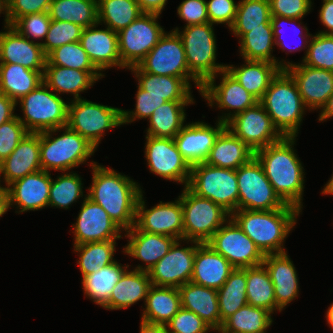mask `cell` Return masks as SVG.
<instances>
[{
    "mask_svg": "<svg viewBox=\"0 0 333 333\" xmlns=\"http://www.w3.org/2000/svg\"><path fill=\"white\" fill-rule=\"evenodd\" d=\"M93 170L92 185L86 195L99 204L109 217L122 229L135 225L137 201L142 189L136 182L114 169L90 163Z\"/></svg>",
    "mask_w": 333,
    "mask_h": 333,
    "instance_id": "cell-1",
    "label": "cell"
},
{
    "mask_svg": "<svg viewBox=\"0 0 333 333\" xmlns=\"http://www.w3.org/2000/svg\"><path fill=\"white\" fill-rule=\"evenodd\" d=\"M295 137H283L278 142L255 152L275 193L288 205L302 209L304 189L303 167L293 145Z\"/></svg>",
    "mask_w": 333,
    "mask_h": 333,
    "instance_id": "cell-2",
    "label": "cell"
},
{
    "mask_svg": "<svg viewBox=\"0 0 333 333\" xmlns=\"http://www.w3.org/2000/svg\"><path fill=\"white\" fill-rule=\"evenodd\" d=\"M300 210L286 204L271 211L236 210L230 215L263 255L286 252L282 243L296 224Z\"/></svg>",
    "mask_w": 333,
    "mask_h": 333,
    "instance_id": "cell-3",
    "label": "cell"
},
{
    "mask_svg": "<svg viewBox=\"0 0 333 333\" xmlns=\"http://www.w3.org/2000/svg\"><path fill=\"white\" fill-rule=\"evenodd\" d=\"M259 102L284 137L297 136L306 107L295 80L285 69L271 80Z\"/></svg>",
    "mask_w": 333,
    "mask_h": 333,
    "instance_id": "cell-4",
    "label": "cell"
},
{
    "mask_svg": "<svg viewBox=\"0 0 333 333\" xmlns=\"http://www.w3.org/2000/svg\"><path fill=\"white\" fill-rule=\"evenodd\" d=\"M63 129V134L52 137V133ZM96 147L68 126L40 132L41 169L70 171L87 161Z\"/></svg>",
    "mask_w": 333,
    "mask_h": 333,
    "instance_id": "cell-5",
    "label": "cell"
},
{
    "mask_svg": "<svg viewBox=\"0 0 333 333\" xmlns=\"http://www.w3.org/2000/svg\"><path fill=\"white\" fill-rule=\"evenodd\" d=\"M213 25L207 22L185 26L182 32L174 29L183 42L189 72L202 85L226 69V65L215 62L217 49Z\"/></svg>",
    "mask_w": 333,
    "mask_h": 333,
    "instance_id": "cell-6",
    "label": "cell"
},
{
    "mask_svg": "<svg viewBox=\"0 0 333 333\" xmlns=\"http://www.w3.org/2000/svg\"><path fill=\"white\" fill-rule=\"evenodd\" d=\"M187 187L197 196L220 205L230 215L238 210L236 170L212 166L205 162L193 165Z\"/></svg>",
    "mask_w": 333,
    "mask_h": 333,
    "instance_id": "cell-7",
    "label": "cell"
},
{
    "mask_svg": "<svg viewBox=\"0 0 333 333\" xmlns=\"http://www.w3.org/2000/svg\"><path fill=\"white\" fill-rule=\"evenodd\" d=\"M50 90L43 82L18 100L25 117H17L29 132L38 133L67 126L69 103Z\"/></svg>",
    "mask_w": 333,
    "mask_h": 333,
    "instance_id": "cell-8",
    "label": "cell"
},
{
    "mask_svg": "<svg viewBox=\"0 0 333 333\" xmlns=\"http://www.w3.org/2000/svg\"><path fill=\"white\" fill-rule=\"evenodd\" d=\"M183 208V240L206 243L230 218V214L210 199L197 196L187 186L179 196Z\"/></svg>",
    "mask_w": 333,
    "mask_h": 333,
    "instance_id": "cell-9",
    "label": "cell"
},
{
    "mask_svg": "<svg viewBox=\"0 0 333 333\" xmlns=\"http://www.w3.org/2000/svg\"><path fill=\"white\" fill-rule=\"evenodd\" d=\"M122 110L85 99L72 100L67 126L97 148L105 130L122 125Z\"/></svg>",
    "mask_w": 333,
    "mask_h": 333,
    "instance_id": "cell-10",
    "label": "cell"
},
{
    "mask_svg": "<svg viewBox=\"0 0 333 333\" xmlns=\"http://www.w3.org/2000/svg\"><path fill=\"white\" fill-rule=\"evenodd\" d=\"M238 183V210L271 211L286 204L275 193L264 169L254 156L236 169Z\"/></svg>",
    "mask_w": 333,
    "mask_h": 333,
    "instance_id": "cell-11",
    "label": "cell"
},
{
    "mask_svg": "<svg viewBox=\"0 0 333 333\" xmlns=\"http://www.w3.org/2000/svg\"><path fill=\"white\" fill-rule=\"evenodd\" d=\"M138 66L154 75L182 78L190 87L191 79L201 91L202 84L189 72L183 42L176 31L165 32Z\"/></svg>",
    "mask_w": 333,
    "mask_h": 333,
    "instance_id": "cell-12",
    "label": "cell"
},
{
    "mask_svg": "<svg viewBox=\"0 0 333 333\" xmlns=\"http://www.w3.org/2000/svg\"><path fill=\"white\" fill-rule=\"evenodd\" d=\"M160 14L142 13L125 29L117 33L118 48L125 68L137 66L165 33L158 24Z\"/></svg>",
    "mask_w": 333,
    "mask_h": 333,
    "instance_id": "cell-13",
    "label": "cell"
},
{
    "mask_svg": "<svg viewBox=\"0 0 333 333\" xmlns=\"http://www.w3.org/2000/svg\"><path fill=\"white\" fill-rule=\"evenodd\" d=\"M206 243L224 256L234 268L256 267L262 265L264 260V255L255 243L232 218H228Z\"/></svg>",
    "mask_w": 333,
    "mask_h": 333,
    "instance_id": "cell-14",
    "label": "cell"
},
{
    "mask_svg": "<svg viewBox=\"0 0 333 333\" xmlns=\"http://www.w3.org/2000/svg\"><path fill=\"white\" fill-rule=\"evenodd\" d=\"M226 128L246 143L253 152L278 142L284 137L274 126L260 102L233 116L226 123Z\"/></svg>",
    "mask_w": 333,
    "mask_h": 333,
    "instance_id": "cell-15",
    "label": "cell"
},
{
    "mask_svg": "<svg viewBox=\"0 0 333 333\" xmlns=\"http://www.w3.org/2000/svg\"><path fill=\"white\" fill-rule=\"evenodd\" d=\"M145 157L150 171L170 181L188 186L191 166L183 158L172 138L146 136Z\"/></svg>",
    "mask_w": 333,
    "mask_h": 333,
    "instance_id": "cell-16",
    "label": "cell"
},
{
    "mask_svg": "<svg viewBox=\"0 0 333 333\" xmlns=\"http://www.w3.org/2000/svg\"><path fill=\"white\" fill-rule=\"evenodd\" d=\"M178 241L176 240L168 253L148 271L152 285L179 288L190 282L196 248L201 243L190 240L194 246L179 248L181 244Z\"/></svg>",
    "mask_w": 333,
    "mask_h": 333,
    "instance_id": "cell-17",
    "label": "cell"
},
{
    "mask_svg": "<svg viewBox=\"0 0 333 333\" xmlns=\"http://www.w3.org/2000/svg\"><path fill=\"white\" fill-rule=\"evenodd\" d=\"M138 230L167 235L177 240H183V208L181 199L175 202H162L145 209V201L140 194L137 207L135 225Z\"/></svg>",
    "mask_w": 333,
    "mask_h": 333,
    "instance_id": "cell-18",
    "label": "cell"
},
{
    "mask_svg": "<svg viewBox=\"0 0 333 333\" xmlns=\"http://www.w3.org/2000/svg\"><path fill=\"white\" fill-rule=\"evenodd\" d=\"M74 230V245L122 238L121 228L97 203L85 196Z\"/></svg>",
    "mask_w": 333,
    "mask_h": 333,
    "instance_id": "cell-19",
    "label": "cell"
},
{
    "mask_svg": "<svg viewBox=\"0 0 333 333\" xmlns=\"http://www.w3.org/2000/svg\"><path fill=\"white\" fill-rule=\"evenodd\" d=\"M219 74L222 75L220 84L216 86L215 77H212L202 85L200 93L208 100L211 107L216 102L215 104L219 108L236 110L233 111L234 113L230 112L220 117V122L227 123L233 116L254 106L259 101L246 91L226 69Z\"/></svg>",
    "mask_w": 333,
    "mask_h": 333,
    "instance_id": "cell-20",
    "label": "cell"
},
{
    "mask_svg": "<svg viewBox=\"0 0 333 333\" xmlns=\"http://www.w3.org/2000/svg\"><path fill=\"white\" fill-rule=\"evenodd\" d=\"M216 128L204 122L186 124L173 138L177 149L190 166L204 163L226 123L217 121Z\"/></svg>",
    "mask_w": 333,
    "mask_h": 333,
    "instance_id": "cell-21",
    "label": "cell"
},
{
    "mask_svg": "<svg viewBox=\"0 0 333 333\" xmlns=\"http://www.w3.org/2000/svg\"><path fill=\"white\" fill-rule=\"evenodd\" d=\"M285 70L295 80L305 107L322 108L333 93V71L291 64Z\"/></svg>",
    "mask_w": 333,
    "mask_h": 333,
    "instance_id": "cell-22",
    "label": "cell"
},
{
    "mask_svg": "<svg viewBox=\"0 0 333 333\" xmlns=\"http://www.w3.org/2000/svg\"><path fill=\"white\" fill-rule=\"evenodd\" d=\"M0 32V63L20 64L27 69L44 71L47 61L41 43L28 40L15 28L6 25Z\"/></svg>",
    "mask_w": 333,
    "mask_h": 333,
    "instance_id": "cell-23",
    "label": "cell"
},
{
    "mask_svg": "<svg viewBox=\"0 0 333 333\" xmlns=\"http://www.w3.org/2000/svg\"><path fill=\"white\" fill-rule=\"evenodd\" d=\"M51 174L44 170L30 173L7 186L9 208L17 205L19 213L28 210H39L48 206Z\"/></svg>",
    "mask_w": 333,
    "mask_h": 333,
    "instance_id": "cell-24",
    "label": "cell"
},
{
    "mask_svg": "<svg viewBox=\"0 0 333 333\" xmlns=\"http://www.w3.org/2000/svg\"><path fill=\"white\" fill-rule=\"evenodd\" d=\"M96 27L98 24L83 28L79 41L93 65L99 71L114 66L125 68L120 60L117 33L108 27L103 30Z\"/></svg>",
    "mask_w": 333,
    "mask_h": 333,
    "instance_id": "cell-25",
    "label": "cell"
},
{
    "mask_svg": "<svg viewBox=\"0 0 333 333\" xmlns=\"http://www.w3.org/2000/svg\"><path fill=\"white\" fill-rule=\"evenodd\" d=\"M39 170H42L40 164V132H29L13 152L0 163V174L4 175L6 186Z\"/></svg>",
    "mask_w": 333,
    "mask_h": 333,
    "instance_id": "cell-26",
    "label": "cell"
},
{
    "mask_svg": "<svg viewBox=\"0 0 333 333\" xmlns=\"http://www.w3.org/2000/svg\"><path fill=\"white\" fill-rule=\"evenodd\" d=\"M128 244L124 251L129 256L137 258L147 264L145 267L137 266L135 270L148 272L160 259L169 251L170 247L177 240L162 234H155L138 230L133 226L126 231Z\"/></svg>",
    "mask_w": 333,
    "mask_h": 333,
    "instance_id": "cell-27",
    "label": "cell"
},
{
    "mask_svg": "<svg viewBox=\"0 0 333 333\" xmlns=\"http://www.w3.org/2000/svg\"><path fill=\"white\" fill-rule=\"evenodd\" d=\"M235 268L207 243L196 248L191 282L204 287L219 289Z\"/></svg>",
    "mask_w": 333,
    "mask_h": 333,
    "instance_id": "cell-28",
    "label": "cell"
},
{
    "mask_svg": "<svg viewBox=\"0 0 333 333\" xmlns=\"http://www.w3.org/2000/svg\"><path fill=\"white\" fill-rule=\"evenodd\" d=\"M274 287L276 305L282 310L298 296V276L287 252L264 255L262 263Z\"/></svg>",
    "mask_w": 333,
    "mask_h": 333,
    "instance_id": "cell-29",
    "label": "cell"
},
{
    "mask_svg": "<svg viewBox=\"0 0 333 333\" xmlns=\"http://www.w3.org/2000/svg\"><path fill=\"white\" fill-rule=\"evenodd\" d=\"M181 307L197 314L212 330L221 328L217 289L188 282L178 288Z\"/></svg>",
    "mask_w": 333,
    "mask_h": 333,
    "instance_id": "cell-30",
    "label": "cell"
},
{
    "mask_svg": "<svg viewBox=\"0 0 333 333\" xmlns=\"http://www.w3.org/2000/svg\"><path fill=\"white\" fill-rule=\"evenodd\" d=\"M100 71H81L56 65H45L43 82L52 92L70 93L73 100L80 99L79 93L88 90L94 82L103 77Z\"/></svg>",
    "mask_w": 333,
    "mask_h": 333,
    "instance_id": "cell-31",
    "label": "cell"
},
{
    "mask_svg": "<svg viewBox=\"0 0 333 333\" xmlns=\"http://www.w3.org/2000/svg\"><path fill=\"white\" fill-rule=\"evenodd\" d=\"M255 152L230 130L225 128L217 137L205 163L226 169L236 170L248 163Z\"/></svg>",
    "mask_w": 333,
    "mask_h": 333,
    "instance_id": "cell-32",
    "label": "cell"
},
{
    "mask_svg": "<svg viewBox=\"0 0 333 333\" xmlns=\"http://www.w3.org/2000/svg\"><path fill=\"white\" fill-rule=\"evenodd\" d=\"M240 67L227 65L226 70L258 101L262 99L271 80L281 70L276 64L266 61H248Z\"/></svg>",
    "mask_w": 333,
    "mask_h": 333,
    "instance_id": "cell-33",
    "label": "cell"
},
{
    "mask_svg": "<svg viewBox=\"0 0 333 333\" xmlns=\"http://www.w3.org/2000/svg\"><path fill=\"white\" fill-rule=\"evenodd\" d=\"M129 70L135 73L138 86L147 94L161 96L166 101H193L191 87L182 78L147 73L138 65Z\"/></svg>",
    "mask_w": 333,
    "mask_h": 333,
    "instance_id": "cell-34",
    "label": "cell"
},
{
    "mask_svg": "<svg viewBox=\"0 0 333 333\" xmlns=\"http://www.w3.org/2000/svg\"><path fill=\"white\" fill-rule=\"evenodd\" d=\"M152 283L148 272L126 270L114 286L105 309L117 310L128 308L139 300L146 301Z\"/></svg>",
    "mask_w": 333,
    "mask_h": 333,
    "instance_id": "cell-35",
    "label": "cell"
},
{
    "mask_svg": "<svg viewBox=\"0 0 333 333\" xmlns=\"http://www.w3.org/2000/svg\"><path fill=\"white\" fill-rule=\"evenodd\" d=\"M43 72L27 69L17 63H0V93L18 105V100L43 83Z\"/></svg>",
    "mask_w": 333,
    "mask_h": 333,
    "instance_id": "cell-36",
    "label": "cell"
},
{
    "mask_svg": "<svg viewBox=\"0 0 333 333\" xmlns=\"http://www.w3.org/2000/svg\"><path fill=\"white\" fill-rule=\"evenodd\" d=\"M145 308L143 321L165 326L181 308L179 289L152 285L146 297Z\"/></svg>",
    "mask_w": 333,
    "mask_h": 333,
    "instance_id": "cell-37",
    "label": "cell"
},
{
    "mask_svg": "<svg viewBox=\"0 0 333 333\" xmlns=\"http://www.w3.org/2000/svg\"><path fill=\"white\" fill-rule=\"evenodd\" d=\"M239 40L240 52L244 60L274 63L281 70L292 64L290 62H278L271 54L272 47L275 44L271 21L261 23L257 28L246 32Z\"/></svg>",
    "mask_w": 333,
    "mask_h": 333,
    "instance_id": "cell-38",
    "label": "cell"
},
{
    "mask_svg": "<svg viewBox=\"0 0 333 333\" xmlns=\"http://www.w3.org/2000/svg\"><path fill=\"white\" fill-rule=\"evenodd\" d=\"M194 101H167L158 107L149 118L147 135L156 138H174L183 128L185 106Z\"/></svg>",
    "mask_w": 333,
    "mask_h": 333,
    "instance_id": "cell-39",
    "label": "cell"
},
{
    "mask_svg": "<svg viewBox=\"0 0 333 333\" xmlns=\"http://www.w3.org/2000/svg\"><path fill=\"white\" fill-rule=\"evenodd\" d=\"M127 266H121L117 261L102 267L82 278L84 294L103 308L108 304L111 292L118 283Z\"/></svg>",
    "mask_w": 333,
    "mask_h": 333,
    "instance_id": "cell-40",
    "label": "cell"
},
{
    "mask_svg": "<svg viewBox=\"0 0 333 333\" xmlns=\"http://www.w3.org/2000/svg\"><path fill=\"white\" fill-rule=\"evenodd\" d=\"M51 20L67 21L87 28L98 24L97 0H52Z\"/></svg>",
    "mask_w": 333,
    "mask_h": 333,
    "instance_id": "cell-41",
    "label": "cell"
},
{
    "mask_svg": "<svg viewBox=\"0 0 333 333\" xmlns=\"http://www.w3.org/2000/svg\"><path fill=\"white\" fill-rule=\"evenodd\" d=\"M271 312L261 307L245 305L228 317L220 333H266L273 320Z\"/></svg>",
    "mask_w": 333,
    "mask_h": 333,
    "instance_id": "cell-42",
    "label": "cell"
},
{
    "mask_svg": "<svg viewBox=\"0 0 333 333\" xmlns=\"http://www.w3.org/2000/svg\"><path fill=\"white\" fill-rule=\"evenodd\" d=\"M246 280V295L249 305L267 309L272 314L276 309L282 311L276 305L273 283L263 264L246 268Z\"/></svg>",
    "mask_w": 333,
    "mask_h": 333,
    "instance_id": "cell-43",
    "label": "cell"
},
{
    "mask_svg": "<svg viewBox=\"0 0 333 333\" xmlns=\"http://www.w3.org/2000/svg\"><path fill=\"white\" fill-rule=\"evenodd\" d=\"M246 284V268H235L223 286L217 290L221 327L228 317L248 304Z\"/></svg>",
    "mask_w": 333,
    "mask_h": 333,
    "instance_id": "cell-44",
    "label": "cell"
},
{
    "mask_svg": "<svg viewBox=\"0 0 333 333\" xmlns=\"http://www.w3.org/2000/svg\"><path fill=\"white\" fill-rule=\"evenodd\" d=\"M98 24L101 22L118 33L143 12L137 0H97Z\"/></svg>",
    "mask_w": 333,
    "mask_h": 333,
    "instance_id": "cell-45",
    "label": "cell"
},
{
    "mask_svg": "<svg viewBox=\"0 0 333 333\" xmlns=\"http://www.w3.org/2000/svg\"><path fill=\"white\" fill-rule=\"evenodd\" d=\"M237 4L236 17L230 31L239 38L261 23L271 21L269 0H241Z\"/></svg>",
    "mask_w": 333,
    "mask_h": 333,
    "instance_id": "cell-46",
    "label": "cell"
},
{
    "mask_svg": "<svg viewBox=\"0 0 333 333\" xmlns=\"http://www.w3.org/2000/svg\"><path fill=\"white\" fill-rule=\"evenodd\" d=\"M115 246V240L74 245V251L80 252L77 263L79 264L82 278L115 262V259H113Z\"/></svg>",
    "mask_w": 333,
    "mask_h": 333,
    "instance_id": "cell-47",
    "label": "cell"
},
{
    "mask_svg": "<svg viewBox=\"0 0 333 333\" xmlns=\"http://www.w3.org/2000/svg\"><path fill=\"white\" fill-rule=\"evenodd\" d=\"M46 58L45 65H56L81 71H99L91 62L80 42L64 44L55 48Z\"/></svg>",
    "mask_w": 333,
    "mask_h": 333,
    "instance_id": "cell-48",
    "label": "cell"
},
{
    "mask_svg": "<svg viewBox=\"0 0 333 333\" xmlns=\"http://www.w3.org/2000/svg\"><path fill=\"white\" fill-rule=\"evenodd\" d=\"M81 177L68 172L52 179L48 206L68 209L69 205L83 196Z\"/></svg>",
    "mask_w": 333,
    "mask_h": 333,
    "instance_id": "cell-49",
    "label": "cell"
},
{
    "mask_svg": "<svg viewBox=\"0 0 333 333\" xmlns=\"http://www.w3.org/2000/svg\"><path fill=\"white\" fill-rule=\"evenodd\" d=\"M311 38L302 64L333 71V35L317 33Z\"/></svg>",
    "mask_w": 333,
    "mask_h": 333,
    "instance_id": "cell-50",
    "label": "cell"
},
{
    "mask_svg": "<svg viewBox=\"0 0 333 333\" xmlns=\"http://www.w3.org/2000/svg\"><path fill=\"white\" fill-rule=\"evenodd\" d=\"M83 28L80 25L67 21L52 20L45 42L41 43L44 54L47 56L55 48L64 44L79 42Z\"/></svg>",
    "mask_w": 333,
    "mask_h": 333,
    "instance_id": "cell-51",
    "label": "cell"
},
{
    "mask_svg": "<svg viewBox=\"0 0 333 333\" xmlns=\"http://www.w3.org/2000/svg\"><path fill=\"white\" fill-rule=\"evenodd\" d=\"M52 0H4L5 24L12 26L19 18L48 12Z\"/></svg>",
    "mask_w": 333,
    "mask_h": 333,
    "instance_id": "cell-52",
    "label": "cell"
},
{
    "mask_svg": "<svg viewBox=\"0 0 333 333\" xmlns=\"http://www.w3.org/2000/svg\"><path fill=\"white\" fill-rule=\"evenodd\" d=\"M29 131L19 121L17 115L0 125V163H2L26 137Z\"/></svg>",
    "mask_w": 333,
    "mask_h": 333,
    "instance_id": "cell-53",
    "label": "cell"
},
{
    "mask_svg": "<svg viewBox=\"0 0 333 333\" xmlns=\"http://www.w3.org/2000/svg\"><path fill=\"white\" fill-rule=\"evenodd\" d=\"M51 21L48 12L29 14L19 18L12 27L28 40L31 38L40 40L46 38Z\"/></svg>",
    "mask_w": 333,
    "mask_h": 333,
    "instance_id": "cell-54",
    "label": "cell"
},
{
    "mask_svg": "<svg viewBox=\"0 0 333 333\" xmlns=\"http://www.w3.org/2000/svg\"><path fill=\"white\" fill-rule=\"evenodd\" d=\"M165 327L172 333H207L211 329L197 314L183 307Z\"/></svg>",
    "mask_w": 333,
    "mask_h": 333,
    "instance_id": "cell-55",
    "label": "cell"
},
{
    "mask_svg": "<svg viewBox=\"0 0 333 333\" xmlns=\"http://www.w3.org/2000/svg\"><path fill=\"white\" fill-rule=\"evenodd\" d=\"M166 102L167 101L161 98V96L147 94L145 90L138 86L135 111L122 110V123L126 124L133 122L136 118L149 119L153 112Z\"/></svg>",
    "mask_w": 333,
    "mask_h": 333,
    "instance_id": "cell-56",
    "label": "cell"
},
{
    "mask_svg": "<svg viewBox=\"0 0 333 333\" xmlns=\"http://www.w3.org/2000/svg\"><path fill=\"white\" fill-rule=\"evenodd\" d=\"M271 16L302 19L311 9V0H269Z\"/></svg>",
    "mask_w": 333,
    "mask_h": 333,
    "instance_id": "cell-57",
    "label": "cell"
},
{
    "mask_svg": "<svg viewBox=\"0 0 333 333\" xmlns=\"http://www.w3.org/2000/svg\"><path fill=\"white\" fill-rule=\"evenodd\" d=\"M206 4L211 24L226 23L229 28L233 25L238 6L234 0H209L206 1Z\"/></svg>",
    "mask_w": 333,
    "mask_h": 333,
    "instance_id": "cell-58",
    "label": "cell"
},
{
    "mask_svg": "<svg viewBox=\"0 0 333 333\" xmlns=\"http://www.w3.org/2000/svg\"><path fill=\"white\" fill-rule=\"evenodd\" d=\"M177 13L187 22L185 26L209 22L206 0H184L178 6Z\"/></svg>",
    "mask_w": 333,
    "mask_h": 333,
    "instance_id": "cell-59",
    "label": "cell"
},
{
    "mask_svg": "<svg viewBox=\"0 0 333 333\" xmlns=\"http://www.w3.org/2000/svg\"><path fill=\"white\" fill-rule=\"evenodd\" d=\"M295 21H298V19H291V18H286V17H280V16H271V23H272V26H273V33H274V38H275V45H278L279 47H281L282 48V50L283 51H285L284 50V48H287V47H290L288 44H285L284 43V39L282 40L280 37H282L283 35H282V25H284L283 23H288V22H295ZM294 30V32H296V34L298 35V36H300L301 37V39L303 38V39H305L304 38V35H302V31L300 32V33H297L298 31L294 28L293 29ZM295 33H294V35H296ZM303 36V37H302ZM298 39V38H297ZM282 40V41H281ZM300 40V39H299ZM308 42H310V40L309 41H304V43H302V44H305V45H302V44H299L296 48H294L296 51H298L299 49H302V47L304 46V49H308L307 47H308ZM306 44H307V46H306ZM302 46V47H301ZM306 47V48H305ZM294 49H292L291 47H290V50H289V52H293V51H295Z\"/></svg>",
    "mask_w": 333,
    "mask_h": 333,
    "instance_id": "cell-60",
    "label": "cell"
},
{
    "mask_svg": "<svg viewBox=\"0 0 333 333\" xmlns=\"http://www.w3.org/2000/svg\"><path fill=\"white\" fill-rule=\"evenodd\" d=\"M319 18L321 23L328 29L327 31H320L319 34L333 35V0H323Z\"/></svg>",
    "mask_w": 333,
    "mask_h": 333,
    "instance_id": "cell-61",
    "label": "cell"
},
{
    "mask_svg": "<svg viewBox=\"0 0 333 333\" xmlns=\"http://www.w3.org/2000/svg\"><path fill=\"white\" fill-rule=\"evenodd\" d=\"M16 102L6 96L5 94L0 93V125L13 119Z\"/></svg>",
    "mask_w": 333,
    "mask_h": 333,
    "instance_id": "cell-62",
    "label": "cell"
},
{
    "mask_svg": "<svg viewBox=\"0 0 333 333\" xmlns=\"http://www.w3.org/2000/svg\"><path fill=\"white\" fill-rule=\"evenodd\" d=\"M143 13L161 14L167 0H137Z\"/></svg>",
    "mask_w": 333,
    "mask_h": 333,
    "instance_id": "cell-63",
    "label": "cell"
},
{
    "mask_svg": "<svg viewBox=\"0 0 333 333\" xmlns=\"http://www.w3.org/2000/svg\"><path fill=\"white\" fill-rule=\"evenodd\" d=\"M140 333H166V327L141 320Z\"/></svg>",
    "mask_w": 333,
    "mask_h": 333,
    "instance_id": "cell-64",
    "label": "cell"
},
{
    "mask_svg": "<svg viewBox=\"0 0 333 333\" xmlns=\"http://www.w3.org/2000/svg\"><path fill=\"white\" fill-rule=\"evenodd\" d=\"M321 115H319V121H324L328 118L333 117V93L330 95L326 104L321 109Z\"/></svg>",
    "mask_w": 333,
    "mask_h": 333,
    "instance_id": "cell-65",
    "label": "cell"
},
{
    "mask_svg": "<svg viewBox=\"0 0 333 333\" xmlns=\"http://www.w3.org/2000/svg\"><path fill=\"white\" fill-rule=\"evenodd\" d=\"M8 209H9L8 189L7 187L0 186V217L3 214H5L8 211Z\"/></svg>",
    "mask_w": 333,
    "mask_h": 333,
    "instance_id": "cell-66",
    "label": "cell"
},
{
    "mask_svg": "<svg viewBox=\"0 0 333 333\" xmlns=\"http://www.w3.org/2000/svg\"><path fill=\"white\" fill-rule=\"evenodd\" d=\"M326 320L328 322V324L331 326V328L333 329V303L330 305V307L328 308V310L326 311Z\"/></svg>",
    "mask_w": 333,
    "mask_h": 333,
    "instance_id": "cell-67",
    "label": "cell"
},
{
    "mask_svg": "<svg viewBox=\"0 0 333 333\" xmlns=\"http://www.w3.org/2000/svg\"><path fill=\"white\" fill-rule=\"evenodd\" d=\"M322 193L333 195V175H332L331 179L328 181V183L325 185Z\"/></svg>",
    "mask_w": 333,
    "mask_h": 333,
    "instance_id": "cell-68",
    "label": "cell"
},
{
    "mask_svg": "<svg viewBox=\"0 0 333 333\" xmlns=\"http://www.w3.org/2000/svg\"><path fill=\"white\" fill-rule=\"evenodd\" d=\"M2 11L4 12V0H0V14Z\"/></svg>",
    "mask_w": 333,
    "mask_h": 333,
    "instance_id": "cell-69",
    "label": "cell"
}]
</instances>
